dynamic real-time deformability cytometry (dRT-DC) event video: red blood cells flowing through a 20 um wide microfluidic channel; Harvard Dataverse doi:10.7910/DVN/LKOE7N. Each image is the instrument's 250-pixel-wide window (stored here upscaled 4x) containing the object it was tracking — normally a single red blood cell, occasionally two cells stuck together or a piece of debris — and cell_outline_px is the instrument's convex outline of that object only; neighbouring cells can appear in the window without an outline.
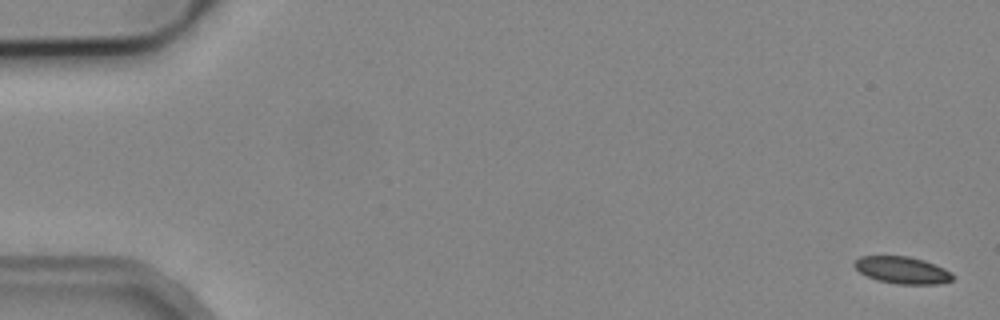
{"species": "common noctule bat (a hibernating species)", "species_latin": "Nyctalus noctula", "temperature_condition": "cold", "stored_images_in_passage": 9, "camera_frame_rate_fps": 3000, "um_per_image_px": 0.085, "animal": {"sex": "male", "body_mass_g": 19.2, "forearm_length_mm": 51.8}, "frame": {"image": 1, "passage_image": 1, "time_ms": 0.0, "image_size_px": [1000, 320], "cell_outline_px": [[952, 280], [940, 284], [896, 284], [876, 280], [860, 272], [852, 264], [860, 256], [908, 256], [924, 260], [944, 268], [952, 272]], "centroid_in_image_um": [76.69, 22.96], "position_along_channel_um": 8.3, "area_um2": 15.49}}
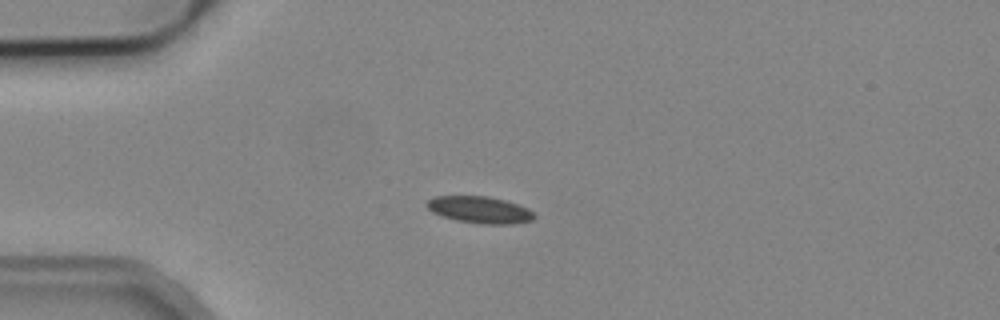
{"frame": {"image": 2, "passage_image": 4, "time_ms": 4.333, "image_size_px": [1000, 320], "cell_outline_px": [[536, 216], [532, 220], [512, 224], [480, 224], [456, 220], [432, 212], [424, 204], [428, 200], [436, 196], [488, 196], [504, 200], [528, 208]], "centroid_in_image_um": [40.77, 17.83], "position_along_channel_um": 44.2, "area_um2": 16.7}}
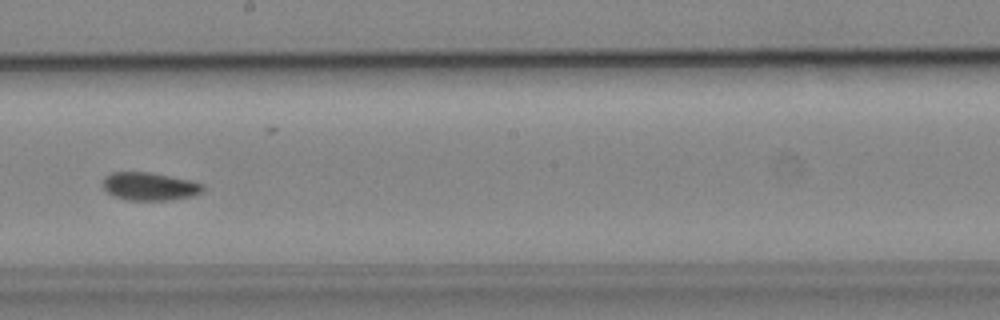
{"frame": {"image": 3, "passage_image": 9, "time_ms": 10.0, "image_size_px": [1000, 320], "cell_outline_px": [[204, 188], [200, 192], [192, 196], [168, 200], [128, 200], [116, 196], [108, 192], [104, 188], [104, 176], [112, 172], [152, 172], [192, 180], [204, 184]], "centroid_in_image_um": [12.75, 15.83], "position_along_channel_um": 235.5, "area_um2": 16.3}}